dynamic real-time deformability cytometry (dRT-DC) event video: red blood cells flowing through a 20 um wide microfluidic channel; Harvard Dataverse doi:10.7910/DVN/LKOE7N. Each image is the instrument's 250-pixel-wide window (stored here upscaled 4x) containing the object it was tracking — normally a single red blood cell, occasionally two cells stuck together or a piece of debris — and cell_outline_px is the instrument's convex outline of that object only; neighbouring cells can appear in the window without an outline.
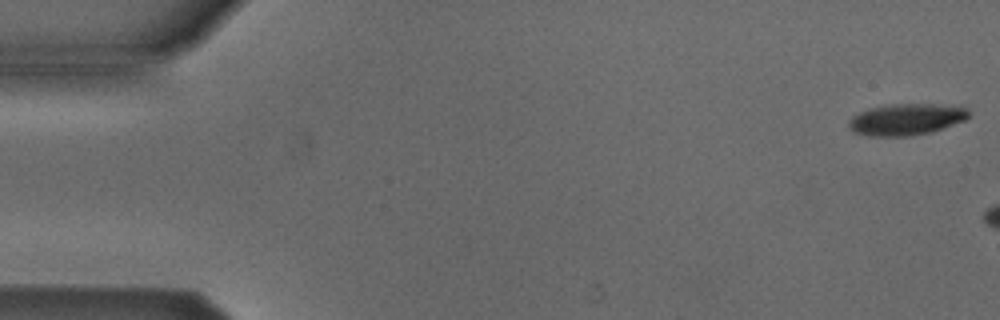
{"species": "Egyptian fruit bat (a non-hibernating species)", "species_latin": "Rousettus aegyptiacus", "temperature_condition": "cold", "stored_images_in_passage": 7, "camera_frame_rate_fps": 3000, "um_per_image_px": 0.085, "animal": {"sex": "male"}, "frame": {"image": 1, "passage_image": 1, "time_ms": 0.0, "image_size_px": [1000, 320], "cell_outline_px": [[968, 116], [964, 120], [932, 132], [912, 136], [868, 136], [852, 132], [848, 128], [848, 120], [852, 116], [868, 108], [892, 104], [932, 104], [968, 108]], "centroid_in_image_um": [76.96, 10.16], "position_along_channel_um": 8.0, "area_um2": 22.02}}